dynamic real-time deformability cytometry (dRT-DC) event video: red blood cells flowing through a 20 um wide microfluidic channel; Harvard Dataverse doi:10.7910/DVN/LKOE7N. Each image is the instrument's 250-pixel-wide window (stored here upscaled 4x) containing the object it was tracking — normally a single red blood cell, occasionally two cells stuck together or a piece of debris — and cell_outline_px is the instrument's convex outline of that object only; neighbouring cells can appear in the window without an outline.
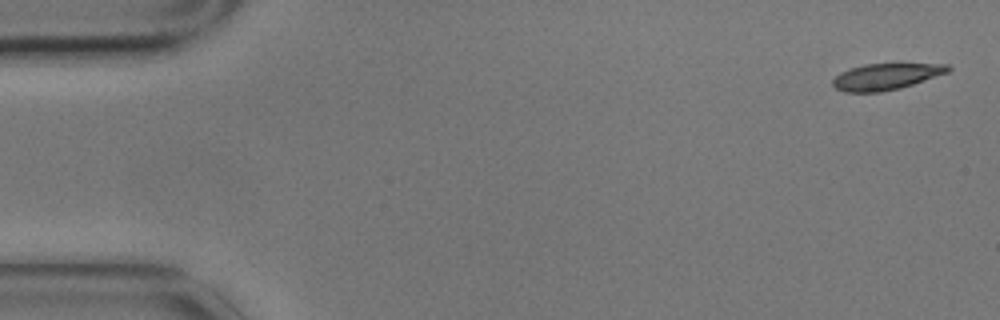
{"species": "common noctule bat (a hibernating species)", "species_latin": "Nyctalus noctula", "temperature_condition": "cold", "stored_images_in_passage": 5, "camera_frame_rate_fps": 3000, "um_per_image_px": 0.085, "animal": {"sex": "male", "body_mass_g": 17.9}, "frame": {"image": 1, "passage_image": 1, "time_ms": 0.0, "image_size_px": [1000, 320], "cell_outline_px": [[952, 68], [948, 72], [900, 88], [880, 92], [844, 92], [836, 88], [832, 84], [832, 80], [840, 72], [848, 68], [864, 64], [948, 64]], "centroid_in_image_um": [75.26, 6.51], "position_along_channel_um": 9.7, "area_um2": 17.57}}
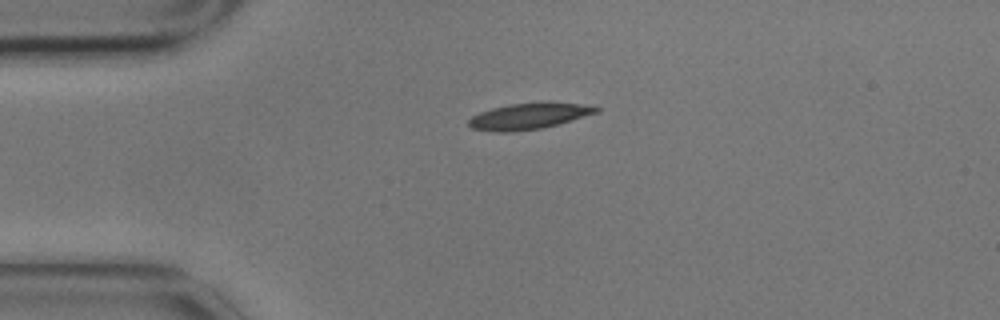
{"frame": {"image": 2, "passage_image": 4, "time_ms": 1.0, "image_size_px": [1000, 320], "cell_outline_px": [[600, 108], [596, 112], [572, 120], [540, 128], [512, 132], [492, 132], [472, 128], [468, 124], [468, 120], [472, 116], [480, 112], [492, 108], [512, 104], [580, 104]], "centroid_in_image_um": [44.83, 9.91], "position_along_channel_um": 40.2, "area_um2": 18.5}}